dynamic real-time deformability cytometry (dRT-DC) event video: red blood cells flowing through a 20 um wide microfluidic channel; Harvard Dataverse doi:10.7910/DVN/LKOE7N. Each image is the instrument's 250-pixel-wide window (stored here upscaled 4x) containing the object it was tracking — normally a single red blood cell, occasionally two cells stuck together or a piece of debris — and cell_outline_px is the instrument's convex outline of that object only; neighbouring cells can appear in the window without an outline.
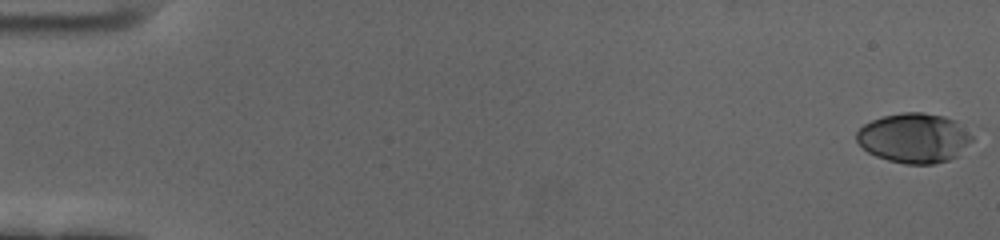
{"species": "human", "species_latin": "Homo sapiens", "temperature_condition": "cold", "stored_images_in_passage": 60, "camera_frame_rate_fps": 3000, "um_per_image_px": 0.085, "donor": {"sex": "female"}, "frame": {"image": 1, "passage_image": 1, "time_ms": 0.0, "image_size_px": [1000, 240], "cell_outline_px": [[984, 128], [956, 156], [948, 160], [932, 164], [904, 164], [888, 160], [876, 156], [868, 152], [856, 140], [856, 132], [864, 124], [872, 120], [884, 116], [904, 112], [924, 112], [944, 116], [980, 124]], "centroid_in_image_um": [77.92, 11.68], "position_along_channel_um": 7.1, "area_um2": 35.08}}
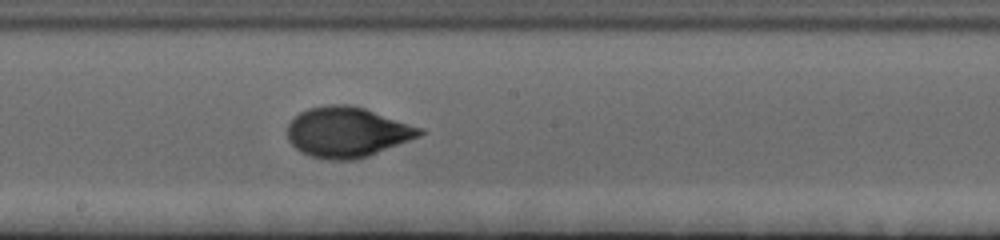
{"frame": {"image": 2, "passage_image": 34, "time_ms": 11.0, "image_size_px": [1000, 240], "cell_outline_px": [[424, 132], [420, 136], [368, 156], [352, 160], [328, 160], [312, 156], [300, 152], [288, 140], [288, 124], [300, 112], [308, 108], [328, 104], [348, 104], [364, 108], [424, 128]], "centroid_in_image_um": [29.51, 11.22], "position_along_channel_um": 218.7, "area_um2": 38.67}}
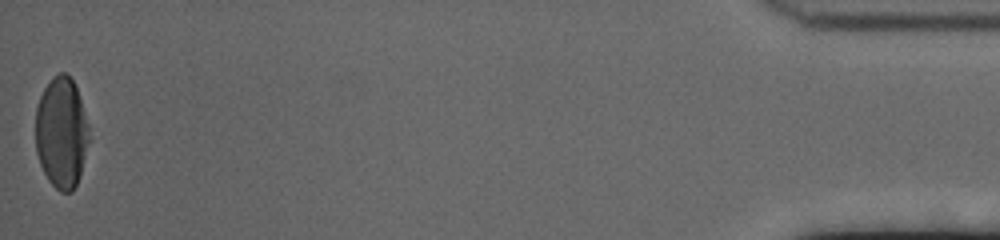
{"frame": {"image": 3, "passage_image": 60, "time_ms": 19.667, "image_size_px": [1000, 240], "cell_outline_px": [[88, 140], [80, 172], [76, 184], [72, 192], [60, 192], [48, 180], [40, 164], [36, 152], [36, 108], [40, 96], [44, 88], [52, 76], [60, 72], [64, 72], [72, 80], [76, 88], [88, 124]], "centroid_in_image_um": [5.19, 11.27], "position_along_channel_um": 430.0, "area_um2": 34.16}, "authors_computed_cell_mechanics": {"area_um2": 37.0498, "velocity_mm_per_s": 3.4443, "shape_relaxation_time_tau1_ms": 4.2274, "shape_relaxation_time_tau2_ms": 0.8965, "deformation_change_tau1": 0.1817, "deformation_change_tau2": 0.0464}}